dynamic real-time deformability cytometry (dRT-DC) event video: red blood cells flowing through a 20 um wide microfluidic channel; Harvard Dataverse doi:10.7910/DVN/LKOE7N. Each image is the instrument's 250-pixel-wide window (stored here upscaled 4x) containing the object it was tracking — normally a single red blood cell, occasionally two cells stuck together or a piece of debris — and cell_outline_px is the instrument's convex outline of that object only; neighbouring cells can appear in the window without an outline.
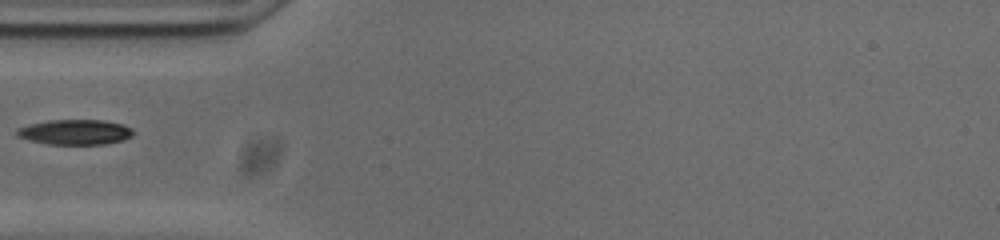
{"species": "common noctule bat (a hibernating species)", "species_latin": "Nyctalus noctula", "temperature_condition": "cold", "stored_images_in_passage": 12, "camera_frame_rate_fps": 3000, "um_per_image_px": 0.085, "animal": {"sex": "male", "body_mass_g": 20.0, "forearm_length_mm": 53.3}, "frame": {"image": 1, "passage_image": 1, "time_ms": 0.0, "image_size_px": [1000, 240], "cell_outline_px": [[132, 136], [120, 140], [104, 144], [48, 144], [16, 136], [16, 128], [48, 120], [104, 120], [124, 124], [132, 128]], "centroid_in_image_um": [6.39, 11.22], "position_along_channel_um": 78.6, "area_um2": 16.88}}
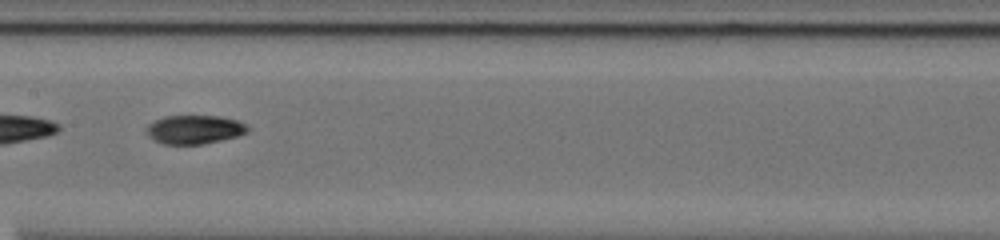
{"frame": {"image": 2, "passage_image": 10, "time_ms": 3.0, "image_size_px": [1000, 240], "cell_outline_px": [[248, 132], [236, 136], [220, 140], [200, 144], [164, 144], [156, 140], [148, 132], [148, 124], [164, 116], [220, 116], [236, 120], [244, 124], [248, 128]], "centroid_in_image_um": [16.55, 11.0], "position_along_channel_um": 190.8, "area_um2": 16.47}}